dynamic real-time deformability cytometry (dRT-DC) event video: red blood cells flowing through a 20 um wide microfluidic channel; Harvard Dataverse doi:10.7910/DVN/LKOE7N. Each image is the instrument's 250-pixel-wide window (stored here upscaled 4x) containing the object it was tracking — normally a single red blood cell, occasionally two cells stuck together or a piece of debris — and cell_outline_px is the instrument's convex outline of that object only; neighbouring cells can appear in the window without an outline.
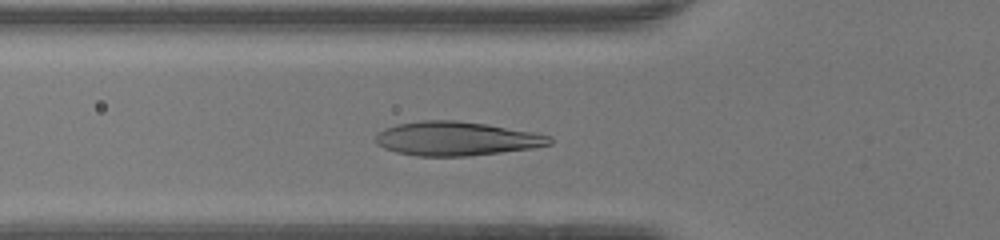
{"species": "human", "species_latin": "Homo sapiens", "temperature_condition": "warm", "stored_images_in_passage": 48, "camera_frame_rate_fps": 3000, "um_per_image_px": 0.085, "donor": {"sex": "female"}, "frame": {"image": 1, "passage_image": 17, "time_ms": 5.333, "image_size_px": [1000, 240], "cell_outline_px": [[552, 144], [532, 148], [468, 156], [416, 156], [396, 152], [384, 148], [376, 144], [376, 132], [384, 128], [396, 124], [420, 120], [456, 120], [488, 124], [536, 132], [552, 136]], "centroid_in_image_um": [38.79, 11.77], "position_along_channel_um": 87.0, "area_um2": 34.8}}
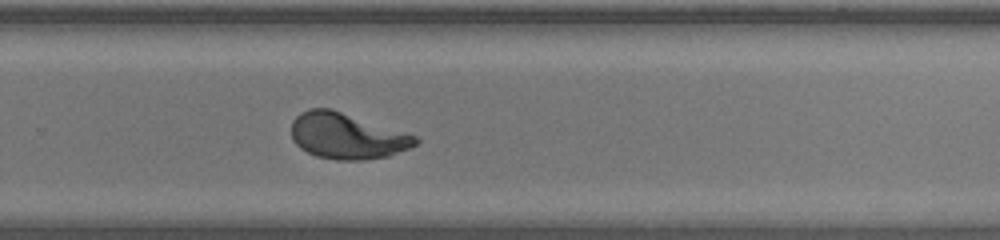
{"frame": {"image": 2, "passage_image": 32, "time_ms": 10.333, "image_size_px": [1000, 240], "cell_outline_px": [[420, 140], [416, 144], [408, 148], [388, 156], [364, 160], [336, 160], [316, 156], [300, 148], [292, 140], [292, 120], [300, 112], [308, 108], [332, 108], [420, 136]], "centroid_in_image_um": [29.5, 11.54], "position_along_channel_um": 300.3, "area_um2": 33.64}}
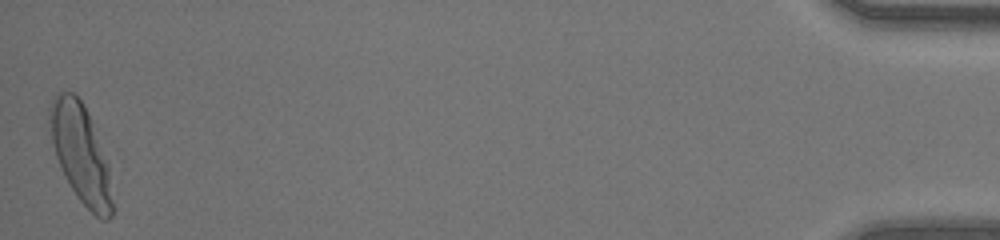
{"frame": {"image": 3, "passage_image": 48, "time_ms": 15.667, "image_size_px": [1000, 240], "cell_outline_px": [[116, 208], [112, 216], [108, 220], [100, 220], [80, 200], [72, 188], [60, 168], [56, 156], [52, 140], [48, 120], [48, 108], [52, 96], [56, 92], [72, 92], [84, 104], [88, 112], [108, 160]], "centroid_in_image_um": [6.9, 13.08], "position_along_channel_um": 428.3, "area_um2": 36.65}}